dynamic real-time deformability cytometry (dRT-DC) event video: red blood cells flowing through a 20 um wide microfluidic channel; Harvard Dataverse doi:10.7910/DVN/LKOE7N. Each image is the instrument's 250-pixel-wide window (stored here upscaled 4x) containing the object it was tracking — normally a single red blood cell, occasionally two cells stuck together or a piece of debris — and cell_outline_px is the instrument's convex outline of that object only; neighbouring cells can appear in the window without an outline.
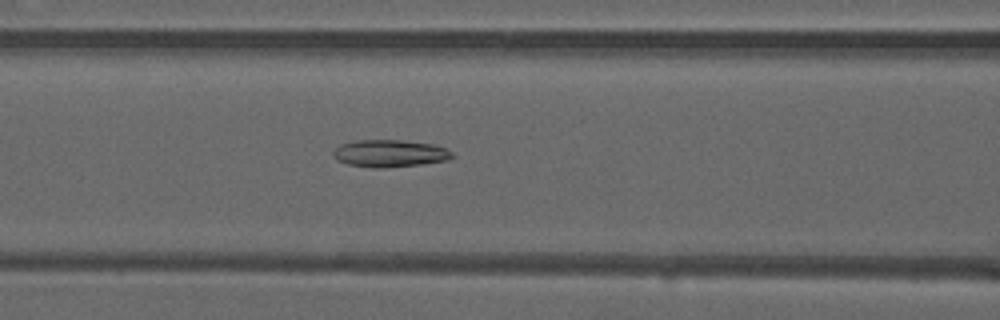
{"species": "common noctule bat (a hibernating species)", "species_latin": "Nyctalus noctula", "temperature_condition": "warm", "stored_images_in_passage": 43, "camera_frame_rate_fps": 3000, "um_per_image_px": 0.085, "animal": {"sex": "male", "forearm_length_mm": 52.5}, "frame": {"image": 1, "passage_image": 14, "time_ms": 4.333, "image_size_px": [1000, 320], "cell_outline_px": [[456, 156], [448, 160], [420, 164], [384, 168], [372, 168], [348, 164], [336, 160], [332, 156], [332, 152], [340, 144], [360, 140], [404, 140], [436, 144], [452, 152]], "centroid_in_image_um": [33.14, 13.04], "position_along_channel_um": 133.5, "area_um2": 19.07}}
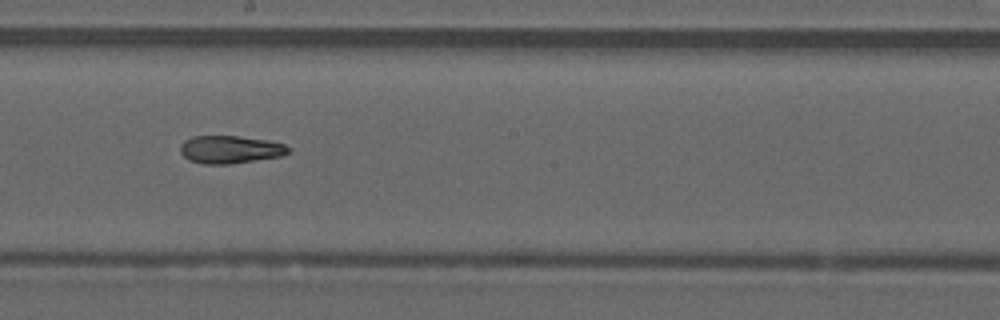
{"frame": {"image": 2, "passage_image": 21, "time_ms": 6.667, "image_size_px": [1000, 320], "cell_outline_px": [[292, 152], [280, 156], [232, 164], [200, 164], [188, 160], [180, 152], [180, 144], [184, 140], [192, 136], [240, 136], [268, 140], [284, 144], [292, 148]], "centroid_in_image_um": [19.57, 12.71], "position_along_channel_um": 228.6, "area_um2": 17.8}}
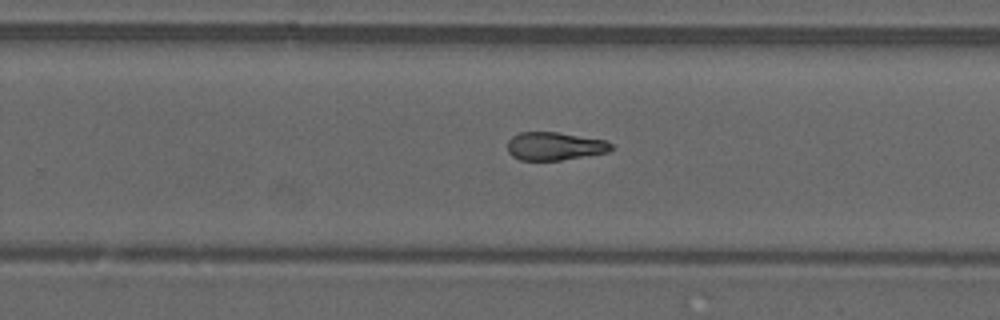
{"frame": {"image": 3, "passage_image": 25, "time_ms": 8.0, "image_size_px": [1000, 320], "cell_outline_px": [[612, 148], [608, 152], [560, 160], [520, 160], [512, 156], [508, 152], [508, 140], [512, 136], [520, 132], [556, 132], [604, 140], [612, 144]], "centroid_in_image_um": [47.11, 12.42], "position_along_channel_um": 282.7, "area_um2": 16.82}, "authors_computed_cell_mechanics": {"area_um2": 18.1492, "velocity_mm_per_s": 4.0805, "shape_relaxation_time_tau1_ms": null, "shape_relaxation_time_tau2_ms": 4.0835, "deformation_change_tau1": null, "deformation_change_tau2": 0.129}}